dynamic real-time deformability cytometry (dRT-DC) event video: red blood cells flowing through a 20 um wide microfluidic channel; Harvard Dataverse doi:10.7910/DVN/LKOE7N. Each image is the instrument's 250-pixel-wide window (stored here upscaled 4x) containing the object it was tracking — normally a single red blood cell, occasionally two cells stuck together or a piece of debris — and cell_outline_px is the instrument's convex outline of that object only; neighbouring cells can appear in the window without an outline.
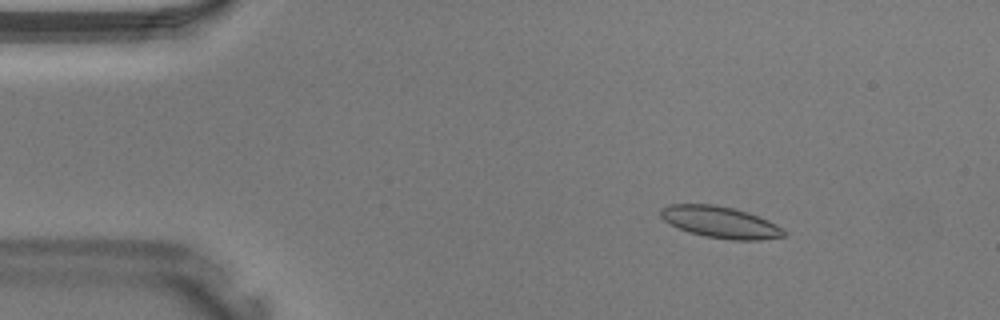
{"species": "Egyptian fruit bat (a non-hibernating species)", "species_latin": "Rousettus aegyptiacus", "temperature_condition": "warm", "stored_images_in_passage": 37, "camera_frame_rate_fps": 3000, "um_per_image_px": 0.085, "animal": {"sex": "male"}, "frame": {"image": 1, "passage_image": 2, "time_ms": 0.333, "image_size_px": [1000, 320], "cell_outline_px": [[788, 232], [784, 236], [760, 240], [732, 240], [704, 236], [688, 232], [664, 220], [660, 216], [660, 208], [668, 204], [712, 204], [732, 208], [748, 212], [768, 220], [776, 224]], "centroid_in_image_um": [61.23, 18.88], "position_along_channel_um": 23.8, "area_um2": 22.66}}
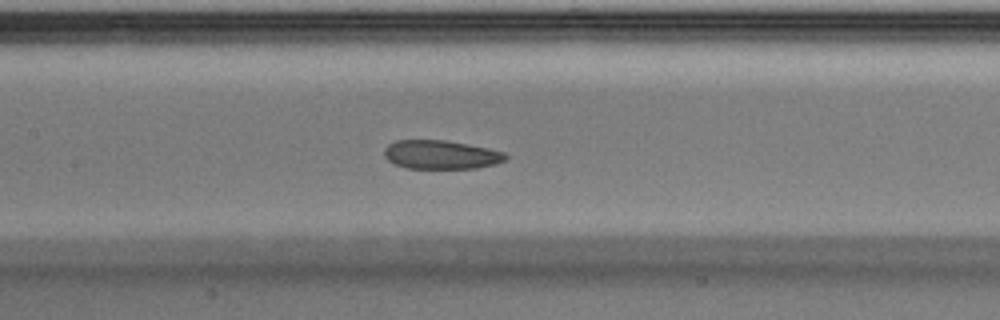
{"frame": {"image": 2, "passage_image": 15, "time_ms": 4.667, "image_size_px": [1000, 320], "cell_outline_px": [[508, 156], [504, 160], [496, 164], [476, 168], [408, 168], [396, 164], [388, 160], [384, 156], [384, 148], [388, 144], [396, 140], [444, 140], [468, 144], [488, 148], [504, 152]], "centroid_in_image_um": [37.47, 13.14], "position_along_channel_um": 169.9, "area_um2": 20.29}}
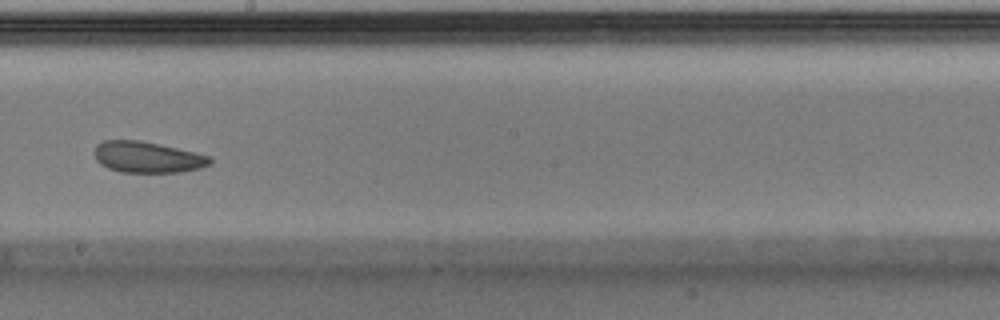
{"frame": {"image": 3, "passage_image": 19, "time_ms": 6.0, "image_size_px": [1000, 320], "cell_outline_px": [[212, 164], [200, 168], [180, 172], [120, 172], [108, 168], [100, 164], [96, 160], [92, 152], [96, 144], [104, 140], [140, 140], [160, 144], [212, 156]], "centroid_in_image_um": [12.51, 13.35], "position_along_channel_um": 235.7, "area_um2": 21.27}}